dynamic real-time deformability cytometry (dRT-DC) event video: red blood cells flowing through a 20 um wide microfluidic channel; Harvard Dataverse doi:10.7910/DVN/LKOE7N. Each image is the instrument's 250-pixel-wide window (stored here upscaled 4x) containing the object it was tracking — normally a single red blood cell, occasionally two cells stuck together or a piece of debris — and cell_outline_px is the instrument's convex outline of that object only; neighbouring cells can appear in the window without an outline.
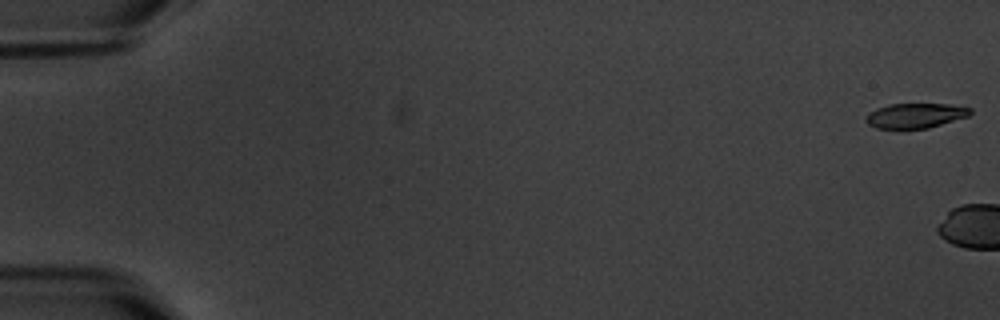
{"species": "common noctule bat (a hibernating species)", "species_latin": "Nyctalus noctula", "temperature_condition": "warm", "stored_images_in_passage": 6, "camera_frame_rate_fps": 3000, "um_per_image_px": 0.085, "animal": {"sex": "male", "body_mass_g": 20.1, "forearm_length_mm": 53.5}, "frame": {"image": 1, "passage_image": 1, "time_ms": 0.0, "image_size_px": [1000, 320], "cell_outline_px": [[972, 112], [968, 116], [928, 128], [876, 128], [868, 124], [864, 120], [868, 112], [876, 108], [888, 104], [948, 104], [972, 108]], "centroid_in_image_um": [77.77, 9.81], "position_along_channel_um": 7.2, "area_um2": 15.09}}